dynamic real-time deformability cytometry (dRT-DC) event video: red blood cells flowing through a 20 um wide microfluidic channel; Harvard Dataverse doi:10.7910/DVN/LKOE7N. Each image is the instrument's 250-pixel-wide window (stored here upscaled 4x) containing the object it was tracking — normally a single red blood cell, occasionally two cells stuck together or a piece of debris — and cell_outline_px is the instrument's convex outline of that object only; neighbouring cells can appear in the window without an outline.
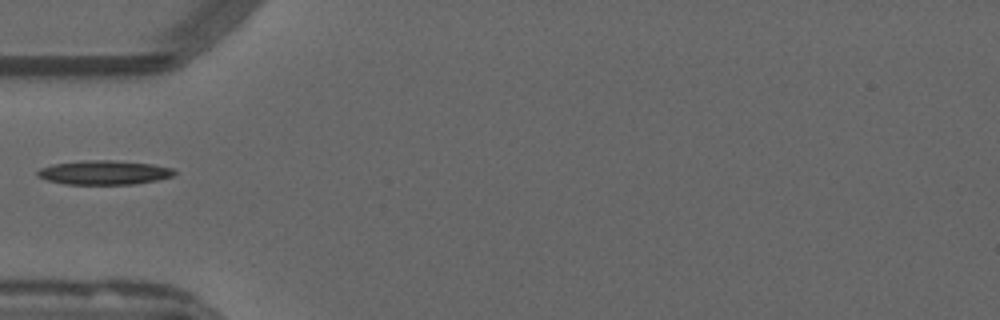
{"species": "common noctule bat (a hibernating species)", "species_latin": "Nyctalus noctula", "temperature_condition": "warm", "stored_images_in_passage": 37, "camera_frame_rate_fps": 3000, "um_per_image_px": 0.085, "animal": {"sex": "male", "forearm_length_mm": 52.5}, "frame": {"image": 1, "passage_image": 1, "time_ms": 0.0, "image_size_px": [1000, 320], "cell_outline_px": [[176, 172], [172, 176], [156, 180], [136, 184], [64, 184], [48, 180], [36, 176], [36, 172], [40, 168], [52, 164], [92, 160], [112, 160], [152, 164], [172, 168]], "centroid_in_image_um": [8.83, 14.67], "position_along_channel_um": 76.2, "area_um2": 19.13}}
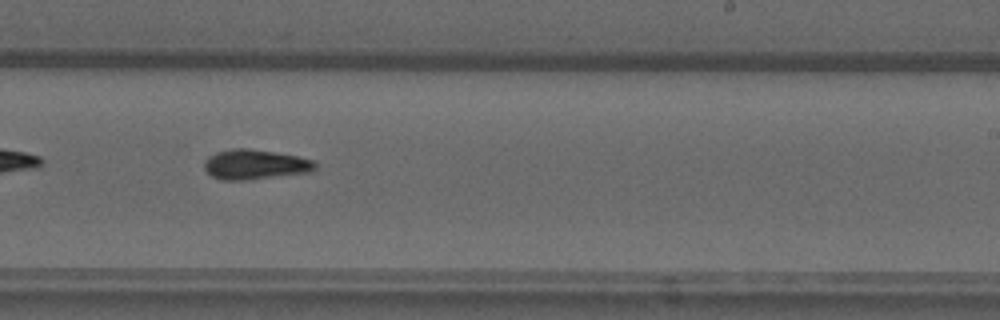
{"frame": {"image": 2, "passage_image": 16, "time_ms": 5.0, "image_size_px": [1000, 320], "cell_outline_px": [[316, 168], [308, 172], [244, 180], [220, 180], [212, 176], [204, 168], [204, 160], [208, 156], [216, 152], [232, 148], [248, 148], [296, 156], [312, 160], [316, 164]], "centroid_in_image_um": [21.61, 13.97], "position_along_channel_um": 267.4, "area_um2": 19.07}}
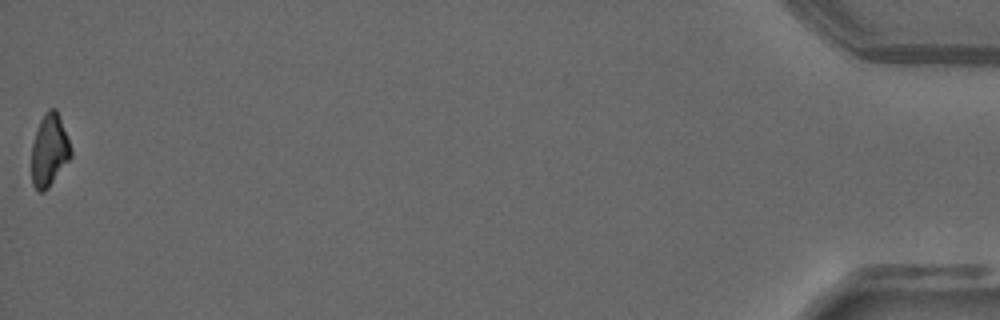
{"frame": {"image": 3, "passage_image": 37, "time_ms": 12.0, "image_size_px": [1000, 320], "cell_outline_px": [[72, 156], [48, 188], [44, 192], [40, 192], [32, 184], [32, 144], [40, 120], [44, 112], [48, 108], [56, 108], [60, 116], [72, 148]], "centroid_in_image_um": [4.21, 12.75], "position_along_channel_um": 431.0, "area_um2": 16.65}}